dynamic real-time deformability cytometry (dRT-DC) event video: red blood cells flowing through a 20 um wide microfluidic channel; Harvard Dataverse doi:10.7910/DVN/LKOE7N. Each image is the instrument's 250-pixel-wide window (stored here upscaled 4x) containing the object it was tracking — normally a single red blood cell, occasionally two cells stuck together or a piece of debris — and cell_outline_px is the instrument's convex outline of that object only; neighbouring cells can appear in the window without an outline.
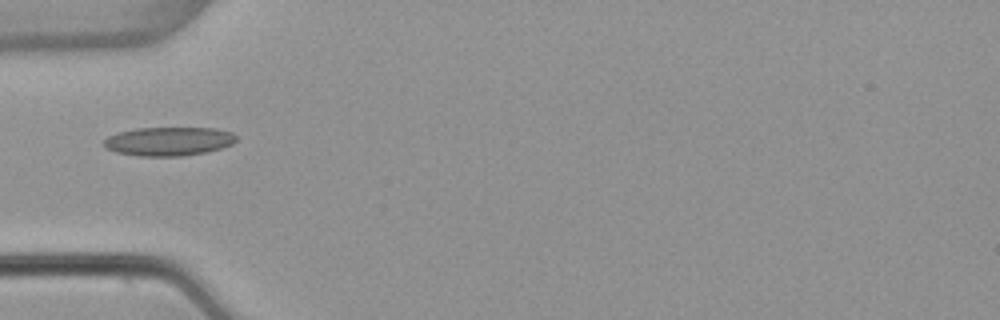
{"species": "common noctule bat (a hibernating species)", "species_latin": "Nyctalus noctula", "temperature_condition": "warm", "stored_images_in_passage": 5, "camera_frame_rate_fps": 3000, "um_per_image_px": 0.085, "animal": {"sex": "female", "body_mass_g": 22.7, "forearm_length_mm": 54.2}, "frame": {"image": 1, "passage_image": 1, "time_ms": 0.0, "image_size_px": [1000, 320], "cell_outline_px": [[236, 140], [232, 144], [220, 148], [204, 152], [184, 156], [140, 156], [116, 152], [104, 148], [104, 140], [108, 136], [120, 132], [136, 128], [216, 128], [232, 132], [236, 136]], "centroid_in_image_um": [14.33, 12.01], "position_along_channel_um": 70.7, "area_um2": 22.14}}